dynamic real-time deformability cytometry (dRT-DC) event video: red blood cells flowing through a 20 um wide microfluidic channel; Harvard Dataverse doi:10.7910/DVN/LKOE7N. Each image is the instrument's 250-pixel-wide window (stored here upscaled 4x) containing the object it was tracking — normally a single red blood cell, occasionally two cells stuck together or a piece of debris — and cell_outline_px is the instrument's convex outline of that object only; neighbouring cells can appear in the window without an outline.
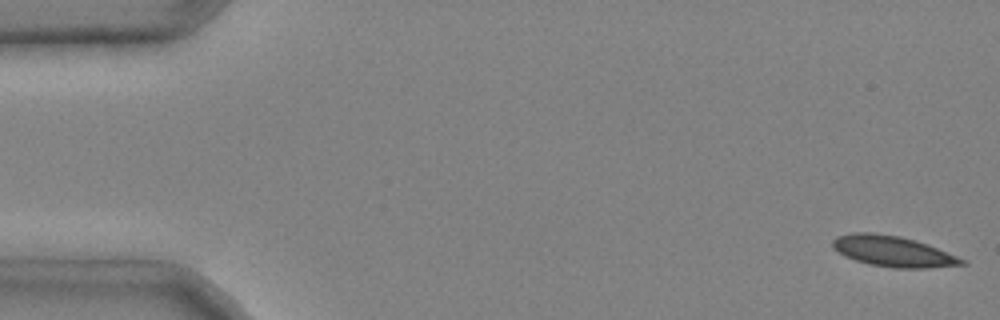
{"species": "common noctule bat (a hibernating species)", "species_latin": "Nyctalus noctula", "temperature_condition": "cold", "stored_images_in_passage": 6, "camera_frame_rate_fps": 3000, "um_per_image_px": 0.085, "animal": {"sex": "male", "body_mass_g": 20.4}, "frame": {"image": 1, "passage_image": 1, "time_ms": 0.0, "image_size_px": [1000, 320], "cell_outline_px": [[968, 264], [924, 268], [892, 268], [872, 264], [856, 260], [844, 256], [832, 248], [832, 240], [836, 236], [852, 232], [872, 232], [900, 236], [928, 244], [968, 260]], "centroid_in_image_um": [75.91, 21.35], "position_along_channel_um": 9.1, "area_um2": 23.29}}